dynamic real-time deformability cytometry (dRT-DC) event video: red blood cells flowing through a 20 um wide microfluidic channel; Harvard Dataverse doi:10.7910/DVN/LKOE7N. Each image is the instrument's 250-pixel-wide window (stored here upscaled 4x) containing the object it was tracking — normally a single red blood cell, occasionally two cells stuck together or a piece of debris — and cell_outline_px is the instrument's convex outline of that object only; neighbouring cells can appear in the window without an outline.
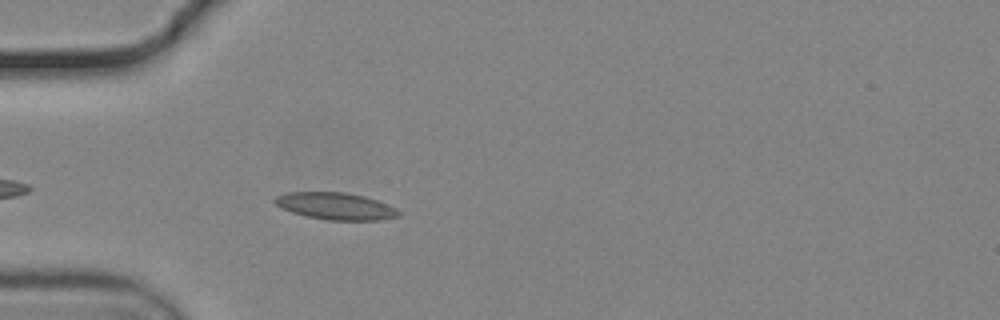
{"species": "common noctule bat (a hibernating species)", "species_latin": "Nyctalus noctula", "temperature_condition": "cold", "stored_images_in_passage": 25, "camera_frame_rate_fps": 3000, "um_per_image_px": 0.085, "animal": {"sex": "male", "body_mass_g": 19.2, "forearm_length_mm": 51.8}, "frame": {"image": 1, "passage_image": 5, "time_ms": 1.333, "image_size_px": [1000, 320], "cell_outline_px": [[400, 216], [380, 220], [328, 220], [308, 216], [292, 212], [280, 208], [272, 200], [276, 196], [288, 192], [344, 192], [364, 196], [388, 204], [396, 208], [400, 212]], "centroid_in_image_um": [28.53, 17.52], "position_along_channel_um": 56.5, "area_um2": 19.48}}
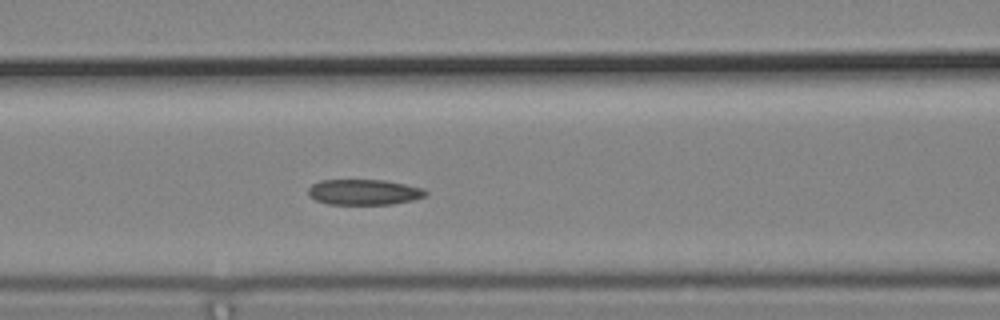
{"frame": {"image": 2, "passage_image": 12, "time_ms": 3.667, "image_size_px": [1000, 320], "cell_outline_px": [[428, 192], [424, 196], [412, 200], [392, 204], [328, 204], [316, 200], [308, 196], [308, 188], [312, 184], [320, 180], [384, 180], [424, 188]], "centroid_in_image_um": [30.91, 16.32], "position_along_channel_um": 135.7, "area_um2": 17.46}}
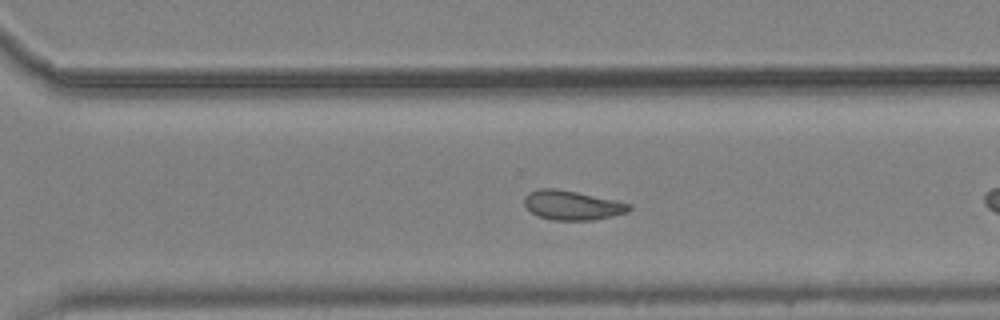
{"frame": {"image": 3, "passage_image": 24, "time_ms": 7.667, "image_size_px": [1000, 320], "cell_outline_px": [[632, 208], [628, 212], [612, 216], [592, 220], [552, 220], [536, 216], [524, 204], [524, 196], [528, 192], [540, 188], [556, 188], [576, 192], [632, 204]], "centroid_in_image_um": [48.61, 17.45], "position_along_channel_um": 322.0, "area_um2": 17.92}}